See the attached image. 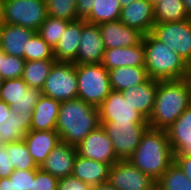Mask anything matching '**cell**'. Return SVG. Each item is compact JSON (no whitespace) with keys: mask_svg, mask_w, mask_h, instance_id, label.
Instances as JSON below:
<instances>
[{"mask_svg":"<svg viewBox=\"0 0 191 190\" xmlns=\"http://www.w3.org/2000/svg\"><path fill=\"white\" fill-rule=\"evenodd\" d=\"M127 160L157 181L174 162L167 131L148 127L138 147Z\"/></svg>","mask_w":191,"mask_h":190,"instance_id":"6da1fadb","label":"cell"},{"mask_svg":"<svg viewBox=\"0 0 191 190\" xmlns=\"http://www.w3.org/2000/svg\"><path fill=\"white\" fill-rule=\"evenodd\" d=\"M98 126H100L98 107L78 98L60 103L55 130L61 142L77 147Z\"/></svg>","mask_w":191,"mask_h":190,"instance_id":"7a4b0ae2","label":"cell"},{"mask_svg":"<svg viewBox=\"0 0 191 190\" xmlns=\"http://www.w3.org/2000/svg\"><path fill=\"white\" fill-rule=\"evenodd\" d=\"M191 104V95L182 79L157 80L154 107L149 117L150 128L168 130Z\"/></svg>","mask_w":191,"mask_h":190,"instance_id":"3957f363","label":"cell"},{"mask_svg":"<svg viewBox=\"0 0 191 190\" xmlns=\"http://www.w3.org/2000/svg\"><path fill=\"white\" fill-rule=\"evenodd\" d=\"M144 58L148 77L155 80L182 79L186 61L151 32L144 35Z\"/></svg>","mask_w":191,"mask_h":190,"instance_id":"277c9868","label":"cell"},{"mask_svg":"<svg viewBox=\"0 0 191 190\" xmlns=\"http://www.w3.org/2000/svg\"><path fill=\"white\" fill-rule=\"evenodd\" d=\"M77 98L98 107L110 94V77L101 63L76 64Z\"/></svg>","mask_w":191,"mask_h":190,"instance_id":"5b68a950","label":"cell"},{"mask_svg":"<svg viewBox=\"0 0 191 190\" xmlns=\"http://www.w3.org/2000/svg\"><path fill=\"white\" fill-rule=\"evenodd\" d=\"M2 14L3 23L36 32L48 16L44 0H2Z\"/></svg>","mask_w":191,"mask_h":190,"instance_id":"8992f818","label":"cell"},{"mask_svg":"<svg viewBox=\"0 0 191 190\" xmlns=\"http://www.w3.org/2000/svg\"><path fill=\"white\" fill-rule=\"evenodd\" d=\"M41 92L42 95L59 102L76 99L78 93L76 64L55 62Z\"/></svg>","mask_w":191,"mask_h":190,"instance_id":"52a82bcc","label":"cell"},{"mask_svg":"<svg viewBox=\"0 0 191 190\" xmlns=\"http://www.w3.org/2000/svg\"><path fill=\"white\" fill-rule=\"evenodd\" d=\"M119 160H127L138 147L148 122H100Z\"/></svg>","mask_w":191,"mask_h":190,"instance_id":"ba28073f","label":"cell"},{"mask_svg":"<svg viewBox=\"0 0 191 190\" xmlns=\"http://www.w3.org/2000/svg\"><path fill=\"white\" fill-rule=\"evenodd\" d=\"M41 96V90L28 87L22 77L3 80L0 89V100L9 105L14 114L26 117H32Z\"/></svg>","mask_w":191,"mask_h":190,"instance_id":"9c48e42d","label":"cell"},{"mask_svg":"<svg viewBox=\"0 0 191 190\" xmlns=\"http://www.w3.org/2000/svg\"><path fill=\"white\" fill-rule=\"evenodd\" d=\"M151 33L186 62L191 60V18L184 21L155 23Z\"/></svg>","mask_w":191,"mask_h":190,"instance_id":"30bf717a","label":"cell"},{"mask_svg":"<svg viewBox=\"0 0 191 190\" xmlns=\"http://www.w3.org/2000/svg\"><path fill=\"white\" fill-rule=\"evenodd\" d=\"M108 181L118 190H148L156 184L128 160H119L110 166Z\"/></svg>","mask_w":191,"mask_h":190,"instance_id":"8fae6325","label":"cell"},{"mask_svg":"<svg viewBox=\"0 0 191 190\" xmlns=\"http://www.w3.org/2000/svg\"><path fill=\"white\" fill-rule=\"evenodd\" d=\"M76 149L80 156L106 163L110 166L119 161L114 153L112 141L102 125L91 131Z\"/></svg>","mask_w":191,"mask_h":190,"instance_id":"7c38bea8","label":"cell"},{"mask_svg":"<svg viewBox=\"0 0 191 190\" xmlns=\"http://www.w3.org/2000/svg\"><path fill=\"white\" fill-rule=\"evenodd\" d=\"M100 122H148L120 91L111 90L98 106Z\"/></svg>","mask_w":191,"mask_h":190,"instance_id":"4fadbf2b","label":"cell"},{"mask_svg":"<svg viewBox=\"0 0 191 190\" xmlns=\"http://www.w3.org/2000/svg\"><path fill=\"white\" fill-rule=\"evenodd\" d=\"M105 49L136 46L141 43L144 34L123 24L120 20L98 24Z\"/></svg>","mask_w":191,"mask_h":190,"instance_id":"5bb4252c","label":"cell"},{"mask_svg":"<svg viewBox=\"0 0 191 190\" xmlns=\"http://www.w3.org/2000/svg\"><path fill=\"white\" fill-rule=\"evenodd\" d=\"M105 48L99 27L82 19V33L74 64L101 63Z\"/></svg>","mask_w":191,"mask_h":190,"instance_id":"9a60e30c","label":"cell"},{"mask_svg":"<svg viewBox=\"0 0 191 190\" xmlns=\"http://www.w3.org/2000/svg\"><path fill=\"white\" fill-rule=\"evenodd\" d=\"M119 20L144 35L152 32L155 24L154 7L148 0H135L122 7Z\"/></svg>","mask_w":191,"mask_h":190,"instance_id":"2e32d148","label":"cell"},{"mask_svg":"<svg viewBox=\"0 0 191 190\" xmlns=\"http://www.w3.org/2000/svg\"><path fill=\"white\" fill-rule=\"evenodd\" d=\"M76 155L75 146L60 142L39 168L58 179L71 176Z\"/></svg>","mask_w":191,"mask_h":190,"instance_id":"e0dca14e","label":"cell"},{"mask_svg":"<svg viewBox=\"0 0 191 190\" xmlns=\"http://www.w3.org/2000/svg\"><path fill=\"white\" fill-rule=\"evenodd\" d=\"M101 64L108 71L116 67H145L143 41L136 46L105 49Z\"/></svg>","mask_w":191,"mask_h":190,"instance_id":"ac0fdd59","label":"cell"},{"mask_svg":"<svg viewBox=\"0 0 191 190\" xmlns=\"http://www.w3.org/2000/svg\"><path fill=\"white\" fill-rule=\"evenodd\" d=\"M36 31L23 26L5 24L0 27V48L7 55L24 59V52L28 47V40Z\"/></svg>","mask_w":191,"mask_h":190,"instance_id":"d6986e66","label":"cell"},{"mask_svg":"<svg viewBox=\"0 0 191 190\" xmlns=\"http://www.w3.org/2000/svg\"><path fill=\"white\" fill-rule=\"evenodd\" d=\"M23 139L30 155L38 167L41 166L51 151L61 142L60 136L56 130H30Z\"/></svg>","mask_w":191,"mask_h":190,"instance_id":"ffe728a7","label":"cell"},{"mask_svg":"<svg viewBox=\"0 0 191 190\" xmlns=\"http://www.w3.org/2000/svg\"><path fill=\"white\" fill-rule=\"evenodd\" d=\"M82 33V19L71 21L67 24L60 40L53 48L56 62L76 61Z\"/></svg>","mask_w":191,"mask_h":190,"instance_id":"44dd1931","label":"cell"},{"mask_svg":"<svg viewBox=\"0 0 191 190\" xmlns=\"http://www.w3.org/2000/svg\"><path fill=\"white\" fill-rule=\"evenodd\" d=\"M173 155H191V104L167 130Z\"/></svg>","mask_w":191,"mask_h":190,"instance_id":"7402d4cb","label":"cell"},{"mask_svg":"<svg viewBox=\"0 0 191 190\" xmlns=\"http://www.w3.org/2000/svg\"><path fill=\"white\" fill-rule=\"evenodd\" d=\"M157 80L148 78L144 83L126 89L123 98L147 120L149 119L155 102Z\"/></svg>","mask_w":191,"mask_h":190,"instance_id":"603a6c76","label":"cell"},{"mask_svg":"<svg viewBox=\"0 0 191 190\" xmlns=\"http://www.w3.org/2000/svg\"><path fill=\"white\" fill-rule=\"evenodd\" d=\"M109 171V164L82 157L77 153L73 164L72 176L90 186H95L109 180Z\"/></svg>","mask_w":191,"mask_h":190,"instance_id":"cb8c5ba5","label":"cell"},{"mask_svg":"<svg viewBox=\"0 0 191 190\" xmlns=\"http://www.w3.org/2000/svg\"><path fill=\"white\" fill-rule=\"evenodd\" d=\"M59 101L42 95L36 103L30 130H55L60 108Z\"/></svg>","mask_w":191,"mask_h":190,"instance_id":"d4e9b609","label":"cell"},{"mask_svg":"<svg viewBox=\"0 0 191 190\" xmlns=\"http://www.w3.org/2000/svg\"><path fill=\"white\" fill-rule=\"evenodd\" d=\"M108 72L111 89L120 92L144 83L149 78L145 67H116Z\"/></svg>","mask_w":191,"mask_h":190,"instance_id":"484cf974","label":"cell"},{"mask_svg":"<svg viewBox=\"0 0 191 190\" xmlns=\"http://www.w3.org/2000/svg\"><path fill=\"white\" fill-rule=\"evenodd\" d=\"M32 117L16 115L12 111L8 120L0 123V140L6 144L20 141L30 131Z\"/></svg>","mask_w":191,"mask_h":190,"instance_id":"4316f807","label":"cell"},{"mask_svg":"<svg viewBox=\"0 0 191 190\" xmlns=\"http://www.w3.org/2000/svg\"><path fill=\"white\" fill-rule=\"evenodd\" d=\"M55 59L25 61L22 79L28 87L42 89Z\"/></svg>","mask_w":191,"mask_h":190,"instance_id":"83f0119b","label":"cell"},{"mask_svg":"<svg viewBox=\"0 0 191 190\" xmlns=\"http://www.w3.org/2000/svg\"><path fill=\"white\" fill-rule=\"evenodd\" d=\"M122 7L119 0H96L91 13L84 19L90 24L117 21Z\"/></svg>","mask_w":191,"mask_h":190,"instance_id":"f1b7e54d","label":"cell"},{"mask_svg":"<svg viewBox=\"0 0 191 190\" xmlns=\"http://www.w3.org/2000/svg\"><path fill=\"white\" fill-rule=\"evenodd\" d=\"M154 7L155 23L184 21L191 18L183 5V0H160Z\"/></svg>","mask_w":191,"mask_h":190,"instance_id":"f546056e","label":"cell"},{"mask_svg":"<svg viewBox=\"0 0 191 190\" xmlns=\"http://www.w3.org/2000/svg\"><path fill=\"white\" fill-rule=\"evenodd\" d=\"M10 155L11 166L14 170H30L39 168L30 155L24 139L4 145Z\"/></svg>","mask_w":191,"mask_h":190,"instance_id":"4dcf8cb0","label":"cell"},{"mask_svg":"<svg viewBox=\"0 0 191 190\" xmlns=\"http://www.w3.org/2000/svg\"><path fill=\"white\" fill-rule=\"evenodd\" d=\"M161 190H191V180L173 162L156 181Z\"/></svg>","mask_w":191,"mask_h":190,"instance_id":"1f68e13d","label":"cell"},{"mask_svg":"<svg viewBox=\"0 0 191 190\" xmlns=\"http://www.w3.org/2000/svg\"><path fill=\"white\" fill-rule=\"evenodd\" d=\"M69 22L70 21L47 16V18L39 26L37 33L48 43L51 48H54Z\"/></svg>","mask_w":191,"mask_h":190,"instance_id":"d6a6232c","label":"cell"},{"mask_svg":"<svg viewBox=\"0 0 191 190\" xmlns=\"http://www.w3.org/2000/svg\"><path fill=\"white\" fill-rule=\"evenodd\" d=\"M47 15L67 21L78 20L76 0H44Z\"/></svg>","mask_w":191,"mask_h":190,"instance_id":"836d02e7","label":"cell"},{"mask_svg":"<svg viewBox=\"0 0 191 190\" xmlns=\"http://www.w3.org/2000/svg\"><path fill=\"white\" fill-rule=\"evenodd\" d=\"M46 59H55L53 56V48H51L36 32L30 40H28V47L24 52V60L32 61Z\"/></svg>","mask_w":191,"mask_h":190,"instance_id":"e575fe53","label":"cell"},{"mask_svg":"<svg viewBox=\"0 0 191 190\" xmlns=\"http://www.w3.org/2000/svg\"><path fill=\"white\" fill-rule=\"evenodd\" d=\"M24 64L23 58L7 55L1 50L0 76L3 80L22 77Z\"/></svg>","mask_w":191,"mask_h":190,"instance_id":"d590c367","label":"cell"},{"mask_svg":"<svg viewBox=\"0 0 191 190\" xmlns=\"http://www.w3.org/2000/svg\"><path fill=\"white\" fill-rule=\"evenodd\" d=\"M58 182V178L37 168L31 190H57Z\"/></svg>","mask_w":191,"mask_h":190,"instance_id":"8d00e7d4","label":"cell"},{"mask_svg":"<svg viewBox=\"0 0 191 190\" xmlns=\"http://www.w3.org/2000/svg\"><path fill=\"white\" fill-rule=\"evenodd\" d=\"M35 174L36 169L14 170L9 178L14 181L17 190H31Z\"/></svg>","mask_w":191,"mask_h":190,"instance_id":"74e56055","label":"cell"},{"mask_svg":"<svg viewBox=\"0 0 191 190\" xmlns=\"http://www.w3.org/2000/svg\"><path fill=\"white\" fill-rule=\"evenodd\" d=\"M57 190H92V186L71 175L59 179Z\"/></svg>","mask_w":191,"mask_h":190,"instance_id":"f35d334b","label":"cell"},{"mask_svg":"<svg viewBox=\"0 0 191 190\" xmlns=\"http://www.w3.org/2000/svg\"><path fill=\"white\" fill-rule=\"evenodd\" d=\"M14 171L6 148L0 149V178L9 177Z\"/></svg>","mask_w":191,"mask_h":190,"instance_id":"ab89813d","label":"cell"},{"mask_svg":"<svg viewBox=\"0 0 191 190\" xmlns=\"http://www.w3.org/2000/svg\"><path fill=\"white\" fill-rule=\"evenodd\" d=\"M96 0H76V10L79 19H85L92 11Z\"/></svg>","mask_w":191,"mask_h":190,"instance_id":"60d3db41","label":"cell"},{"mask_svg":"<svg viewBox=\"0 0 191 190\" xmlns=\"http://www.w3.org/2000/svg\"><path fill=\"white\" fill-rule=\"evenodd\" d=\"M174 162L191 180V155H174Z\"/></svg>","mask_w":191,"mask_h":190,"instance_id":"b9f144b4","label":"cell"},{"mask_svg":"<svg viewBox=\"0 0 191 190\" xmlns=\"http://www.w3.org/2000/svg\"><path fill=\"white\" fill-rule=\"evenodd\" d=\"M182 80L184 81L186 88L189 90L191 95V60L186 62L185 73L182 77Z\"/></svg>","mask_w":191,"mask_h":190,"instance_id":"7bdbcfd3","label":"cell"},{"mask_svg":"<svg viewBox=\"0 0 191 190\" xmlns=\"http://www.w3.org/2000/svg\"><path fill=\"white\" fill-rule=\"evenodd\" d=\"M11 107L4 101L0 100V123L6 122L10 116Z\"/></svg>","mask_w":191,"mask_h":190,"instance_id":"ee69618b","label":"cell"},{"mask_svg":"<svg viewBox=\"0 0 191 190\" xmlns=\"http://www.w3.org/2000/svg\"><path fill=\"white\" fill-rule=\"evenodd\" d=\"M0 190H17L14 181L9 177L0 178Z\"/></svg>","mask_w":191,"mask_h":190,"instance_id":"f6af8a7d","label":"cell"},{"mask_svg":"<svg viewBox=\"0 0 191 190\" xmlns=\"http://www.w3.org/2000/svg\"><path fill=\"white\" fill-rule=\"evenodd\" d=\"M92 190H118L109 181L92 186Z\"/></svg>","mask_w":191,"mask_h":190,"instance_id":"bcb514c9","label":"cell"},{"mask_svg":"<svg viewBox=\"0 0 191 190\" xmlns=\"http://www.w3.org/2000/svg\"><path fill=\"white\" fill-rule=\"evenodd\" d=\"M183 5L187 14L191 17V0H183Z\"/></svg>","mask_w":191,"mask_h":190,"instance_id":"7dc6e473","label":"cell"},{"mask_svg":"<svg viewBox=\"0 0 191 190\" xmlns=\"http://www.w3.org/2000/svg\"><path fill=\"white\" fill-rule=\"evenodd\" d=\"M3 25L2 0H0V27Z\"/></svg>","mask_w":191,"mask_h":190,"instance_id":"c3c4849f","label":"cell"},{"mask_svg":"<svg viewBox=\"0 0 191 190\" xmlns=\"http://www.w3.org/2000/svg\"><path fill=\"white\" fill-rule=\"evenodd\" d=\"M121 7H125L126 5H128L130 2L135 1V0H119Z\"/></svg>","mask_w":191,"mask_h":190,"instance_id":"681fc988","label":"cell"},{"mask_svg":"<svg viewBox=\"0 0 191 190\" xmlns=\"http://www.w3.org/2000/svg\"><path fill=\"white\" fill-rule=\"evenodd\" d=\"M148 190H161L160 187L157 184H154L150 189Z\"/></svg>","mask_w":191,"mask_h":190,"instance_id":"f907efd6","label":"cell"},{"mask_svg":"<svg viewBox=\"0 0 191 190\" xmlns=\"http://www.w3.org/2000/svg\"><path fill=\"white\" fill-rule=\"evenodd\" d=\"M153 6L156 5L160 0H148Z\"/></svg>","mask_w":191,"mask_h":190,"instance_id":"816d5d0a","label":"cell"},{"mask_svg":"<svg viewBox=\"0 0 191 190\" xmlns=\"http://www.w3.org/2000/svg\"><path fill=\"white\" fill-rule=\"evenodd\" d=\"M4 143L0 140V149H2L4 147Z\"/></svg>","mask_w":191,"mask_h":190,"instance_id":"f5cc1de1","label":"cell"},{"mask_svg":"<svg viewBox=\"0 0 191 190\" xmlns=\"http://www.w3.org/2000/svg\"><path fill=\"white\" fill-rule=\"evenodd\" d=\"M2 82H3V79L0 76V89H1V86H2Z\"/></svg>","mask_w":191,"mask_h":190,"instance_id":"db71d44e","label":"cell"},{"mask_svg":"<svg viewBox=\"0 0 191 190\" xmlns=\"http://www.w3.org/2000/svg\"><path fill=\"white\" fill-rule=\"evenodd\" d=\"M0 64H1V48H0Z\"/></svg>","mask_w":191,"mask_h":190,"instance_id":"11a10c76","label":"cell"}]
</instances>
